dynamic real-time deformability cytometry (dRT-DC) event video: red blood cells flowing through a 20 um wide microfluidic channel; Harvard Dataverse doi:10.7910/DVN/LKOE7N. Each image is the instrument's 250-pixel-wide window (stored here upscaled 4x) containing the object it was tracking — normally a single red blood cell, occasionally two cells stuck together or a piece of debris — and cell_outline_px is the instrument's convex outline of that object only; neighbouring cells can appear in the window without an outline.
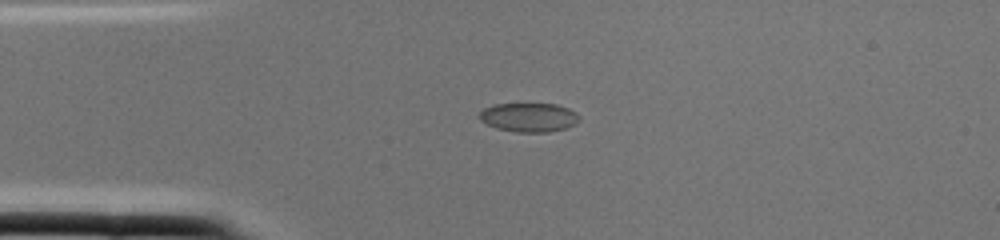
{"species": "common noctule bat (a hibernating species)", "species_latin": "Nyctalus noctula", "temperature_condition": "cold", "stored_images_in_passage": 1, "camera_frame_rate_fps": 3000, "um_per_image_px": 0.085, "animal": {"sex": "female", "body_mass_g": 22.0, "forearm_length_mm": 56.7}, "frame": {"image": 1, "passage_image": 1, "time_ms": 0.0, "image_size_px": [1000, 240], "cell_outline_px": [[580, 120], [576, 124], [564, 128], [548, 132], [516, 132], [496, 128], [480, 120], [476, 116], [484, 108], [492, 104], [556, 104], [568, 108], [576, 112], [580, 116]], "centroid_in_image_um": [44.95, 9.97], "position_along_channel_um": 40.1, "area_um2": 16.99}}